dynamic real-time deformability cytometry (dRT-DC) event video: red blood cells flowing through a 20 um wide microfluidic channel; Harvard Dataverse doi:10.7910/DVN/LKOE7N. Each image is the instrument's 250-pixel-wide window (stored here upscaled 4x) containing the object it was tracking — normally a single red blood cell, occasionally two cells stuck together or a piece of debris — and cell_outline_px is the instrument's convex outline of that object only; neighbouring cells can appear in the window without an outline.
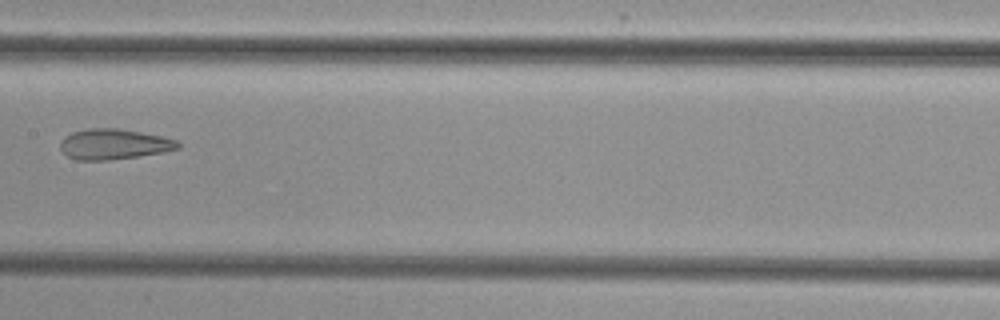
{"species": "common noctule bat (a hibernating species)", "species_latin": "Nyctalus noctula", "temperature_condition": "cold", "stored_images_in_passage": 9, "camera_frame_rate_fps": 3000, "um_per_image_px": 0.085, "animal": {"sex": "female", "body_mass_g": 29.2, "forearm_length_mm": 56.3}, "frame": {"image": 1, "passage_image": 8, "time_ms": 9.0, "image_size_px": [1000, 320], "cell_outline_px": [[180, 148], [164, 152], [108, 160], [76, 160], [68, 156], [60, 148], [60, 140], [64, 136], [72, 132], [88, 128], [120, 128], [160, 136], [176, 140], [180, 144]], "centroid_in_image_um": [9.65, 12.25], "position_along_channel_um": 197.8, "area_um2": 20.81}}
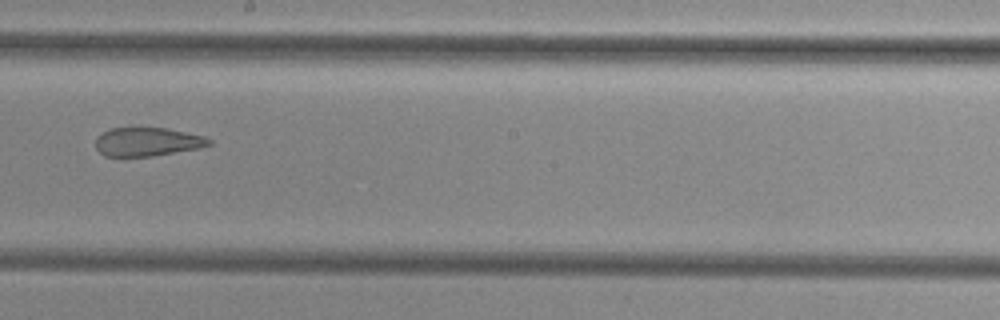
{"frame": {"image": 2, "passage_image": 9, "time_ms": 10.0, "image_size_px": [1000, 320], "cell_outline_px": [[212, 144], [200, 148], [152, 156], [104, 156], [96, 148], [96, 136], [108, 128], [140, 124], [168, 128], [204, 136], [212, 140]], "centroid_in_image_um": [12.49, 11.99], "position_along_channel_um": 235.7, "area_um2": 19.88}}